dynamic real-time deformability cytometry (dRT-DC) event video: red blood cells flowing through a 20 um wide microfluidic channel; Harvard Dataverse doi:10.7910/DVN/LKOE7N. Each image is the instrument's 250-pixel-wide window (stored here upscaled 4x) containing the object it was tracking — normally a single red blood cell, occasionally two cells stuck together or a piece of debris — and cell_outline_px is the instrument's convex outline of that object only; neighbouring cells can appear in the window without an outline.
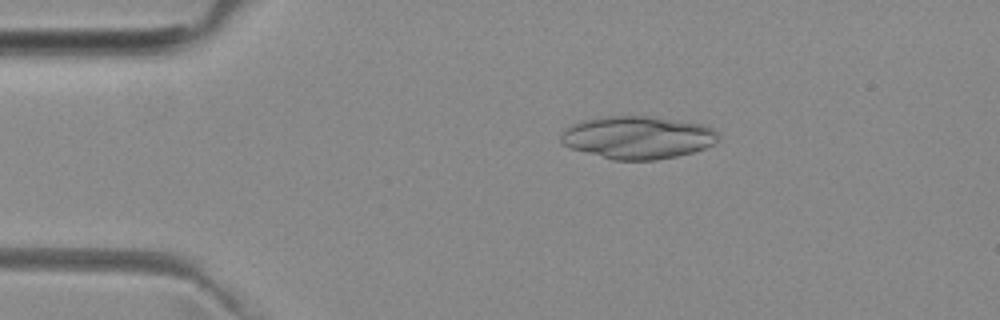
{"species": "common noctule bat (a hibernating species)", "species_latin": "Nyctalus noctula", "temperature_condition": "room temperature", "stored_images_in_passage": 48, "camera_frame_rate_fps": 3000, "um_per_image_px": 0.085, "animal": {"sex": "female", "body_mass_g": 29.2, "forearm_length_mm": 56.3}, "frame": {"image": 1, "passage_image": 7, "time_ms": 2.0, "image_size_px": [1000, 320], "cell_outline_px": [[716, 140], [712, 144], [704, 148], [692, 152], [676, 156], [656, 160], [612, 160], [572, 148], [564, 144], [560, 140], [560, 136], [564, 128], [580, 120], [608, 116], [652, 116], [704, 124], [712, 128], [716, 132]], "centroid_in_image_um": [54.16, 11.67], "position_along_channel_um": 30.8, "area_um2": 39.07}}